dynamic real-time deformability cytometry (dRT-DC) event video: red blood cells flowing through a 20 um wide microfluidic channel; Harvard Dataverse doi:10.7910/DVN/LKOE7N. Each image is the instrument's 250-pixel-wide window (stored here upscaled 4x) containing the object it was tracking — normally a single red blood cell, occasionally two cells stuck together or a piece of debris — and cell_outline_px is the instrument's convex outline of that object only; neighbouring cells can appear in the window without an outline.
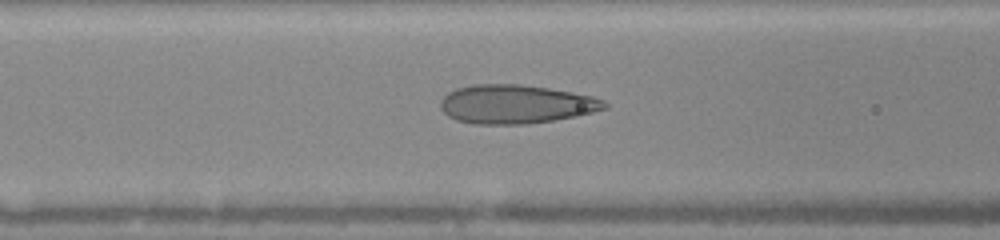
{"species": "human", "species_latin": "Homo sapiens", "temperature_condition": "warm", "stored_images_in_passage": 65, "camera_frame_rate_fps": 3000, "um_per_image_px": 0.085, "donor": {"sex": "female"}, "frame": {"image": 1, "passage_image": 27, "time_ms": 6.667, "image_size_px": [1000, 240], "cell_outline_px": [[608, 108], [576, 116], [528, 124], [472, 124], [456, 120], [448, 116], [440, 108], [440, 100], [448, 92], [456, 88], [472, 84], [520, 84], [548, 88], [572, 92], [592, 96], [604, 100], [608, 104]], "centroid_in_image_um": [43.82, 8.85], "position_along_channel_um": 122.8, "area_um2": 37.22}}
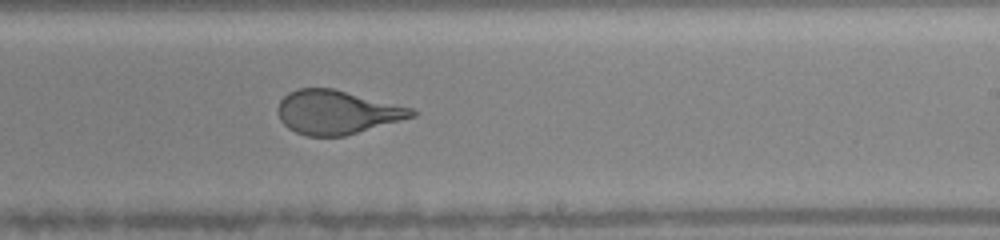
{"frame": {"image": 2, "passage_image": 40, "time_ms": 10.0, "image_size_px": [1000, 240], "cell_outline_px": [[416, 116], [344, 136], [308, 136], [296, 132], [288, 128], [280, 120], [276, 112], [276, 108], [280, 100], [288, 92], [300, 88], [332, 88], [412, 108], [416, 112]], "centroid_in_image_um": [28.58, 9.54], "position_along_channel_um": 260.4, "area_um2": 34.04}}
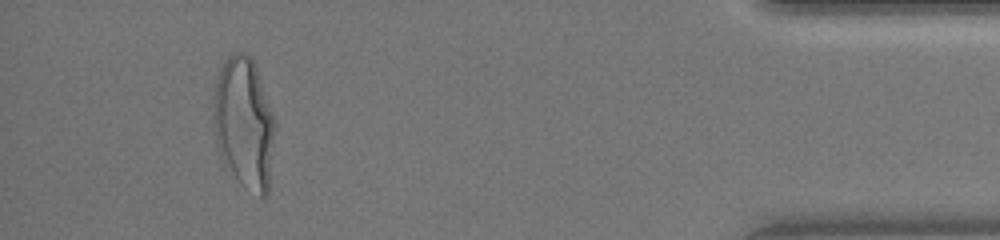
{"frame": {"image": 3, "passage_image": 61, "time_ms": 15.0, "image_size_px": [1000, 240], "cell_outline_px": [[276, 128], [268, 192], [264, 196], [260, 196], [240, 184], [220, 156], [216, 140], [216, 80], [220, 68], [224, 60], [232, 52], [244, 52], [252, 60], [256, 68], [276, 120]], "centroid_in_image_um": [20.8, 10.47], "position_along_channel_um": 414.4, "area_um2": 46.41}, "authors_computed_cell_mechanics": {"area_um2": 37.3388, "velocity_mm_per_s": 4.1276, "shape_relaxation_time_tau1_ms": 4.5248, "shape_relaxation_time_tau2_ms": null, "deformation_change_tau1": 0.2125, "deformation_change_tau2": null}}